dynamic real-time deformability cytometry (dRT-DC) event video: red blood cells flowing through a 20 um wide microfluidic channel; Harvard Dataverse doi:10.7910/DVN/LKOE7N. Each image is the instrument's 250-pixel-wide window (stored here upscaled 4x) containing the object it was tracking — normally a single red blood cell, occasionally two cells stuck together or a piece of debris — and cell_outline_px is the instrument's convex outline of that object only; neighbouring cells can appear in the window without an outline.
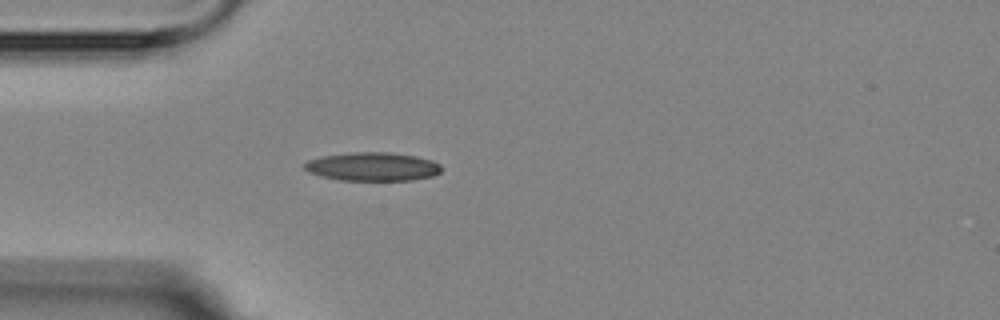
{"species": "Egyptian fruit bat (a non-hibernating species)", "species_latin": "Rousettus aegyptiacus", "temperature_condition": "room temperature", "stored_images_in_passage": 2, "camera_frame_rate_fps": 3000, "um_per_image_px": 0.085, "animal": {"sex": "female"}, "frame": {"image": 1, "passage_image": 2, "time_ms": 1.333, "image_size_px": [1000, 320], "cell_outline_px": [[440, 172], [432, 176], [412, 180], [340, 180], [320, 176], [308, 172], [304, 168], [304, 164], [308, 160], [324, 156], [348, 152], [388, 152], [416, 156], [432, 160], [440, 164]], "centroid_in_image_um": [31.66, 14.16], "position_along_channel_um": 53.3, "area_um2": 22.77}}